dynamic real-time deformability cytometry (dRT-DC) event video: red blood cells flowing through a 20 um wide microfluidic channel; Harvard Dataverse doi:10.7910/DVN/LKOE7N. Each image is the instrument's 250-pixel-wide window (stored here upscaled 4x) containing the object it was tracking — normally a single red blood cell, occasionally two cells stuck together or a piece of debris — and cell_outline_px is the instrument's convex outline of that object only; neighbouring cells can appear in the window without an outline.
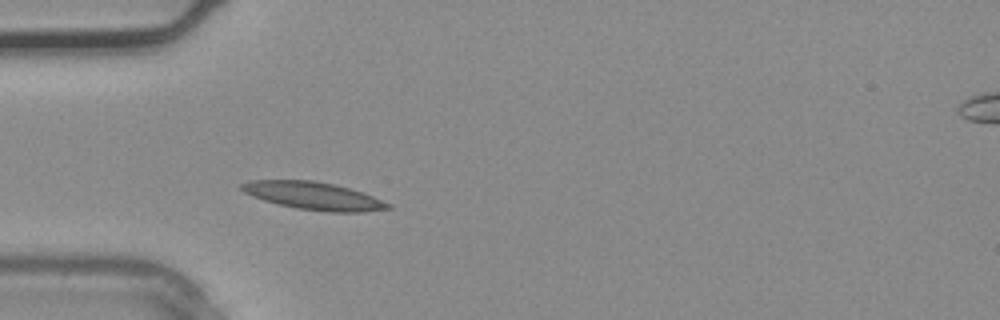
{"species": "common noctule bat (a hibernating species)", "species_latin": "Nyctalus noctula", "temperature_condition": "warm", "stored_images_in_passage": 3, "camera_frame_rate_fps": 3000, "um_per_image_px": 0.085, "animal": {"sex": "male", "body_mass_g": 20.4}, "frame": {"image": 1, "passage_image": 2, "time_ms": 0.333, "image_size_px": [1000, 320], "cell_outline_px": [[392, 208], [364, 212], [328, 212], [296, 208], [264, 200], [252, 196], [244, 192], [240, 188], [240, 184], [248, 180], [312, 180], [332, 184], [348, 188], [372, 196], [392, 204]], "centroid_in_image_um": [26.64, 16.65], "position_along_channel_um": 58.4, "area_um2": 23.47}}